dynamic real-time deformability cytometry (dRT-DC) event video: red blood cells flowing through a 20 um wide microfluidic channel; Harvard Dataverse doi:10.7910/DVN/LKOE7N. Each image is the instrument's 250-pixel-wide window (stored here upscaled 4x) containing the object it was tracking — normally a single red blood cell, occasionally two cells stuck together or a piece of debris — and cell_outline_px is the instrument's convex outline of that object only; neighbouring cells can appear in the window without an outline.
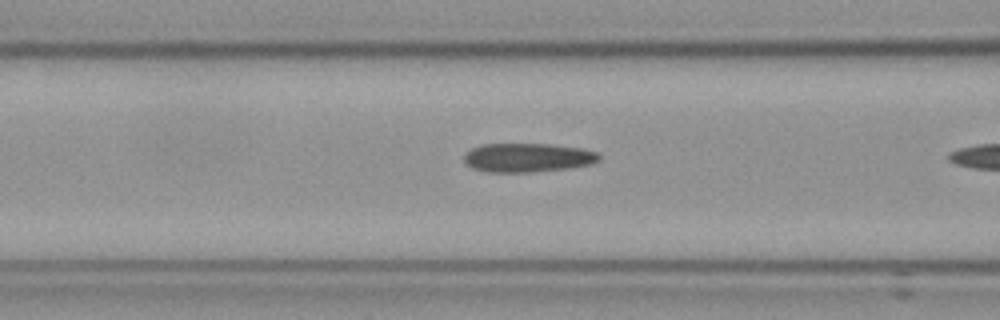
{"species": "Egyptian fruit bat (a non-hibernating species)", "species_latin": "Rousettus aegyptiacus", "temperature_condition": "cold", "stored_images_in_passage": 6, "camera_frame_rate_fps": 3000, "um_per_image_px": 0.085, "frame": {"image": 1, "passage_image": 5, "time_ms": 1.333, "image_size_px": [1000, 320], "cell_outline_px": [[600, 160], [592, 164], [568, 168], [532, 172], [488, 172], [472, 168], [464, 160], [464, 156], [472, 148], [480, 144], [548, 144], [584, 148], [596, 152], [600, 156]], "centroid_in_image_um": [44.88, 13.39], "position_along_channel_um": 121.7, "area_um2": 22.77}}